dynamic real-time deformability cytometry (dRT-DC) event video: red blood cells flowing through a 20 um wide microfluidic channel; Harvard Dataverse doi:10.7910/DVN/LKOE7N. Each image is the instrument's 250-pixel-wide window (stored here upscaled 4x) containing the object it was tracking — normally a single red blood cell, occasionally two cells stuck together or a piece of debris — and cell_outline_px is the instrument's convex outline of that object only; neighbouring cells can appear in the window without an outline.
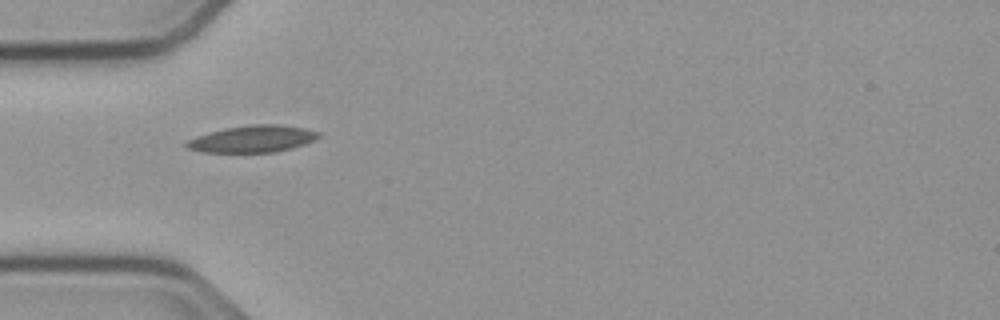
{"species": "common noctule bat (a hibernating species)", "species_latin": "Nyctalus noctula", "temperature_condition": "cold", "stored_images_in_passage": 32, "camera_frame_rate_fps": 3000, "um_per_image_px": 0.085, "animal": {"sex": "male", "body_mass_g": 23.1, "forearm_length_mm": 52.7}, "frame": {"image": 1, "passage_image": 1, "time_ms": 0.0, "image_size_px": [1000, 320], "cell_outline_px": [[320, 136], [316, 140], [292, 148], [272, 152], [200, 152], [188, 148], [184, 144], [188, 140], [196, 136], [208, 132], [224, 128], [252, 124], [280, 124], [304, 128], [320, 132]], "centroid_in_image_um": [21.47, 11.8], "position_along_channel_um": 63.5, "area_um2": 20.75}}
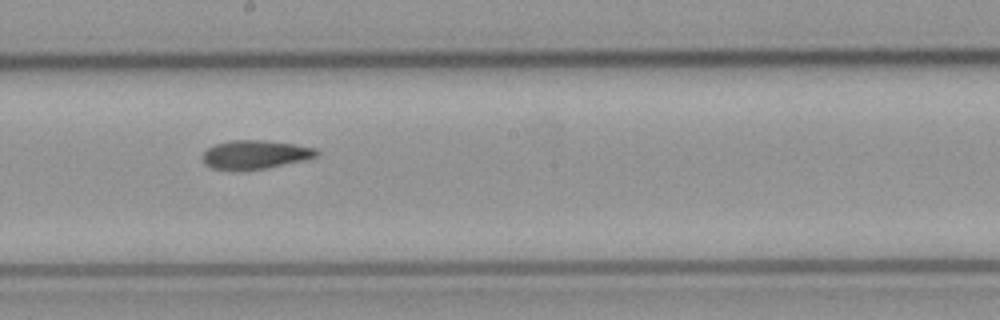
{"frame": {"image": 2, "passage_image": 14, "time_ms": 4.333, "image_size_px": [1000, 320], "cell_outline_px": [[320, 156], [304, 160], [268, 168], [236, 172], [212, 168], [204, 164], [200, 156], [208, 148], [216, 144], [232, 140], [260, 140], [292, 144], [316, 148], [320, 152]], "centroid_in_image_um": [21.66, 13.17], "position_along_channel_um": 226.5, "area_um2": 19.48}}
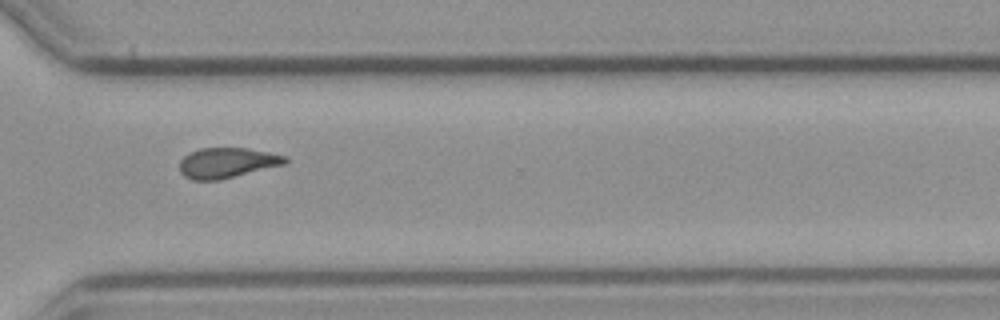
{"frame": {"image": 3, "passage_image": 24, "time_ms": 7.667, "image_size_px": [1000, 320], "cell_outline_px": [[288, 164], [220, 180], [192, 180], [184, 176], [180, 172], [180, 160], [184, 156], [200, 148], [248, 148], [288, 156]], "centroid_in_image_um": [19.35, 13.84], "position_along_channel_um": 351.3, "area_um2": 18.84}, "authors_computed_cell_mechanics": {"area_um2": 19.0451, "velocity_mm_per_s": 3.7529, "shape_relaxation_time_tau1_ms": null, "shape_relaxation_time_tau2_ms": 3.7487, "deformation_change_tau1": null, "deformation_change_tau2": 0.1045}}